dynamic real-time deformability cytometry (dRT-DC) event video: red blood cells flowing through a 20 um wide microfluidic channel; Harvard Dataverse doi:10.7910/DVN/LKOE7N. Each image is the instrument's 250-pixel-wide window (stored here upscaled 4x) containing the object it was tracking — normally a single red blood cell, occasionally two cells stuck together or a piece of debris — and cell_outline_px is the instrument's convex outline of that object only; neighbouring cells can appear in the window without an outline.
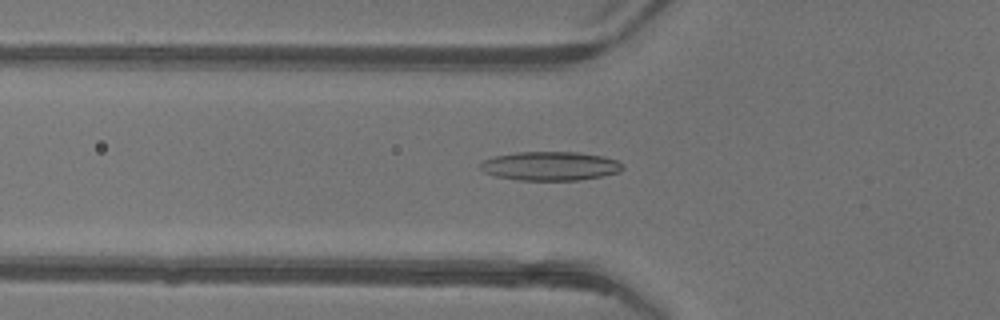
{"species": "common noctule bat (a hibernating species)", "species_latin": "Nyctalus noctula", "temperature_condition": "warm", "stored_images_in_passage": 47, "camera_frame_rate_fps": 3000, "um_per_image_px": 0.085, "animal": {"sex": "female"}, "frame": {"image": 1, "passage_image": 19, "time_ms": 6.0, "image_size_px": [1000, 320], "cell_outline_px": [[624, 168], [620, 172], [580, 180], [520, 180], [496, 176], [484, 172], [480, 168], [480, 164], [484, 160], [496, 156], [516, 152], [580, 152], [604, 156], [616, 160], [624, 164]], "centroid_in_image_um": [46.81, 14.11], "position_along_channel_um": 79.0, "area_um2": 23.99}}
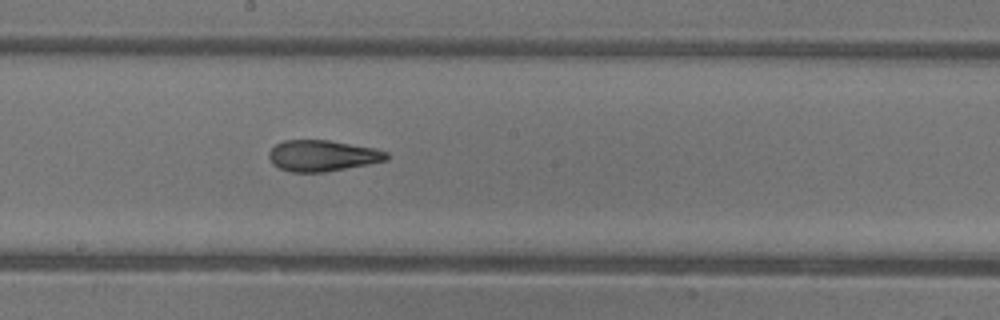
{"frame": {"image": 2, "passage_image": 29, "time_ms": 9.333, "image_size_px": [1000, 320], "cell_outline_px": [[388, 160], [368, 164], [324, 172], [292, 172], [280, 168], [272, 164], [268, 156], [268, 152], [276, 144], [284, 140], [328, 140], [376, 148], [388, 152]], "centroid_in_image_um": [27.41, 13.23], "position_along_channel_um": 220.8, "area_um2": 21.33}}
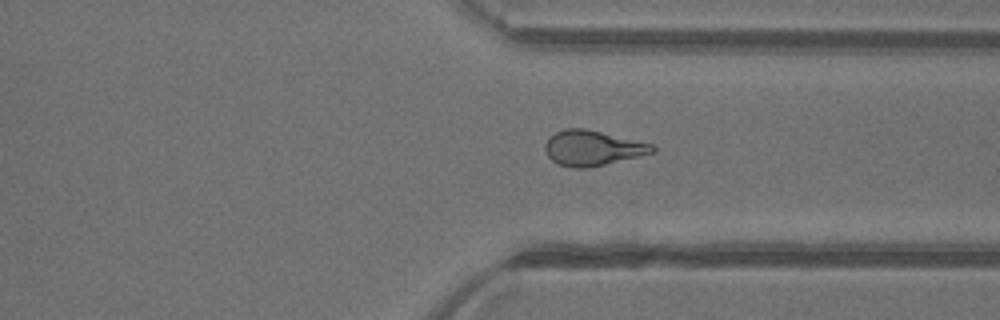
{"frame": {"image": 3, "passage_image": 39, "time_ms": 12.667, "image_size_px": [1000, 320], "cell_outline_px": [[656, 152], [640, 156], [588, 168], [572, 168], [560, 164], [552, 160], [548, 156], [544, 148], [544, 144], [548, 136], [564, 128], [584, 128], [652, 144], [656, 148]], "centroid_in_image_um": [50.34, 12.58], "position_along_channel_um": 361.1, "area_um2": 21.96}, "authors_computed_cell_mechanics": {"area_um2": 22.1374, "velocity_mm_per_s": 4.2196, "shape_relaxation_time_tau1_ms": null, "shape_relaxation_time_tau2_ms": 2.1187, "deformation_change_tau1": null, "deformation_change_tau2": 0.1134}}